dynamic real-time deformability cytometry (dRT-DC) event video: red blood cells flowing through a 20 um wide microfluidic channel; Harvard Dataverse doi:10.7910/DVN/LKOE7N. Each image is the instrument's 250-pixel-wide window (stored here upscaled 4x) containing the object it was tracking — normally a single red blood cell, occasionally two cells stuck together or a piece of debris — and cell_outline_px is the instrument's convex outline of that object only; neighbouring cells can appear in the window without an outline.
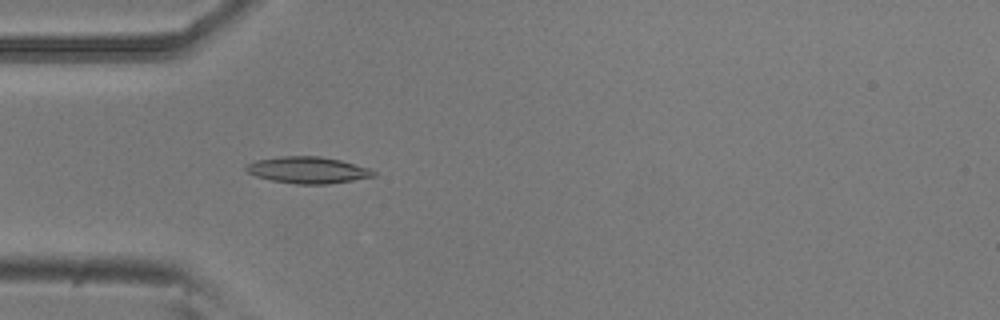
{"species": "common noctule bat (a hibernating species)", "species_latin": "Nyctalus noctula", "temperature_condition": "room temperature", "stored_images_in_passage": 53, "camera_frame_rate_fps": 3000, "um_per_image_px": 0.085, "animal": {"sex": "male", "body_mass_g": 20.5, "forearm_length_mm": 52.5}, "frame": {"image": 1, "passage_image": 16, "time_ms": 5.0, "image_size_px": [1000, 320], "cell_outline_px": [[376, 176], [328, 184], [296, 184], [272, 180], [256, 176], [248, 172], [244, 168], [248, 164], [256, 160], [280, 156], [320, 156], [340, 160], [368, 168], [376, 172]], "centroid_in_image_um": [26.16, 14.45], "position_along_channel_um": 58.8, "area_um2": 19.59}}
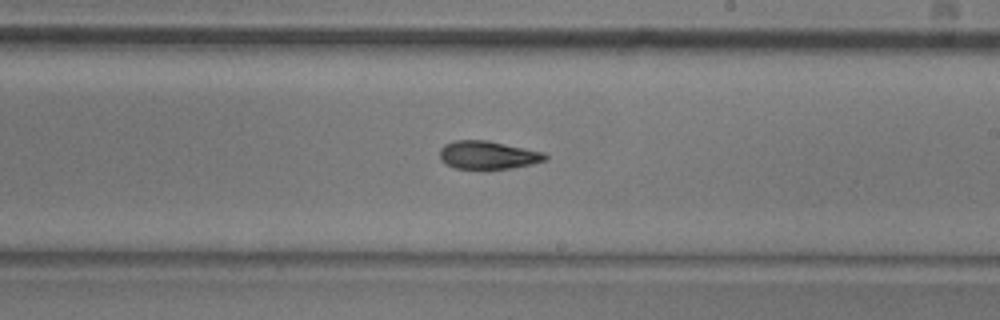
{"frame": {"image": 2, "passage_image": 31, "time_ms": 10.0, "image_size_px": [1000, 320], "cell_outline_px": [[548, 160], [532, 164], [512, 168], [484, 172], [456, 168], [440, 160], [440, 148], [444, 144], [456, 140], [488, 140], [544, 152], [548, 156]], "centroid_in_image_um": [41.48, 13.22], "position_along_channel_um": 247.5, "area_um2": 18.03}}
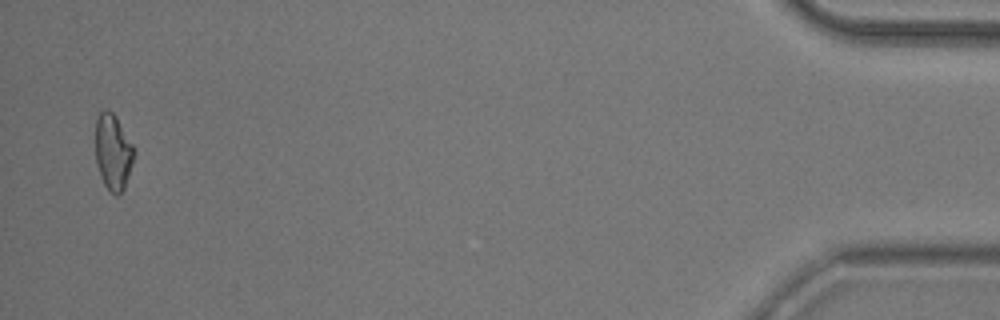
{"frame": {"image": 3, "passage_image": 52, "time_ms": 17.0, "image_size_px": [1000, 320], "cell_outline_px": [[136, 152], [124, 188], [120, 196], [116, 196], [104, 184], [96, 164], [96, 120], [100, 112], [104, 108], [112, 112], [116, 116], [132, 144]], "centroid_in_image_um": [9.61, 12.92], "position_along_channel_um": 425.6, "area_um2": 16.99}, "authors_computed_cell_mechanics": {"area_um2": 17.6868, "velocity_mm_per_s": 3.8111, "shape_relaxation_time_tau1_ms": 4.7026, "shape_relaxation_time_tau2_ms": 7.95, "deformation_change_tau1": 0.1498, "deformation_change_tau2": 0.1413}}